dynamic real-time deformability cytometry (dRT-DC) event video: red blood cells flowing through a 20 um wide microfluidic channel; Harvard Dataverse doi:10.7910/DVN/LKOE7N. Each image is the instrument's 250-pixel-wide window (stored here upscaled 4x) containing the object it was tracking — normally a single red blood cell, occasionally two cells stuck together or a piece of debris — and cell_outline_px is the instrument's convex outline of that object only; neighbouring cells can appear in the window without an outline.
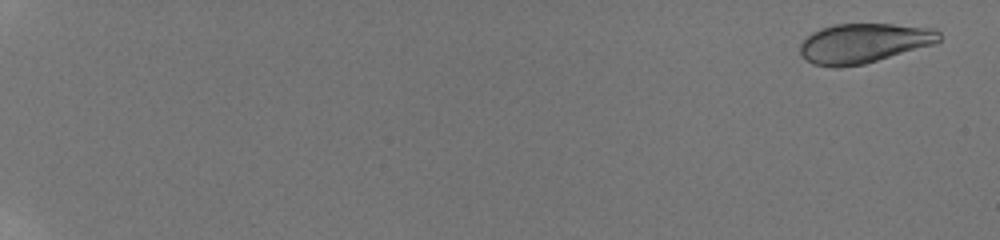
{"species": "human", "species_latin": "Homo sapiens", "temperature_condition": "room temperature", "stored_images_in_passage": 8, "camera_frame_rate_fps": 3000, "um_per_image_px": 0.085, "donor": {"sex": "male"}, "frame": {"image": 1, "passage_image": 1, "time_ms": 0.0, "image_size_px": [1000, 240], "cell_outline_px": [[940, 40], [936, 44], [864, 64], [840, 68], [832, 68], [812, 64], [800, 56], [800, 44], [812, 32], [820, 28], [836, 24], [892, 24], [936, 28], [940, 32]], "centroid_in_image_um": [73.42, 3.68], "position_along_channel_um": 11.6, "area_um2": 32.54}}
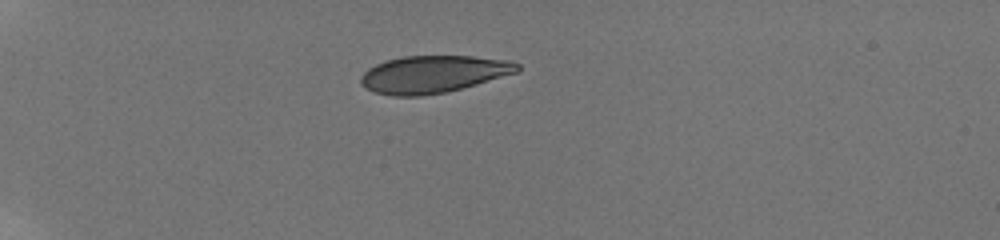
{"frame": {"image": 2, "passage_image": 6, "time_ms": 5.667, "image_size_px": [1000, 240], "cell_outline_px": [[520, 72], [448, 92], [420, 96], [392, 96], [376, 92], [364, 88], [360, 84], [360, 76], [368, 68], [384, 60], [404, 56], [472, 56], [512, 60], [520, 64]], "centroid_in_image_um": [36.85, 6.3], "position_along_channel_um": 48.2, "area_um2": 34.45}}
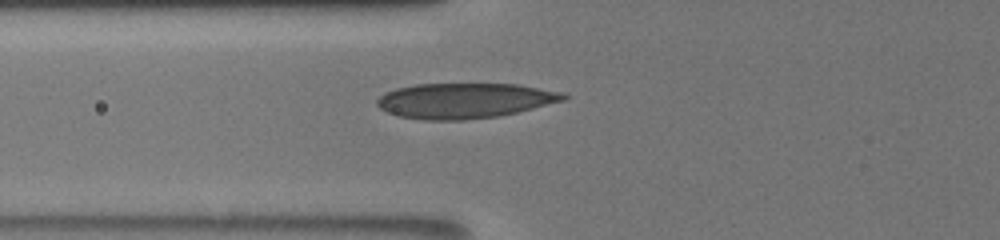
{"frame": {"image": 3, "passage_image": 8, "time_ms": 8.0, "image_size_px": [1000, 240], "cell_outline_px": [[568, 96], [564, 100], [500, 116], [464, 120], [424, 120], [400, 116], [388, 112], [380, 108], [376, 104], [376, 100], [384, 92], [396, 88], [416, 84], [520, 84], [560, 92]], "centroid_in_image_um": [39.45, 8.55], "position_along_channel_um": 86.4, "area_um2": 38.15}}